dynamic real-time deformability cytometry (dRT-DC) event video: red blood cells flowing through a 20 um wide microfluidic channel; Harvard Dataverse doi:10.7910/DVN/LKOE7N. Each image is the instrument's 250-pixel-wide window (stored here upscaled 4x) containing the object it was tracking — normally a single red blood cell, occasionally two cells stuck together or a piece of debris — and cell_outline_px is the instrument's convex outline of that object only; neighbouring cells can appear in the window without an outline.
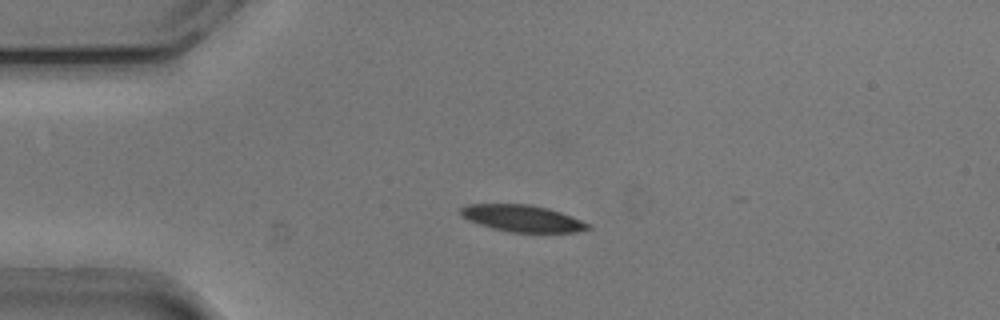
{"species": "common noctule bat (a hibernating species)", "species_latin": "Nyctalus noctula", "temperature_condition": "cold", "stored_images_in_passage": 15, "camera_frame_rate_fps": 3000, "um_per_image_px": 0.085, "animal": {"sex": "male", "body_mass_g": 20.5, "forearm_length_mm": 52.5}, "frame": {"image": 1, "passage_image": 12, "time_ms": 3.667, "image_size_px": [1000, 320], "cell_outline_px": [[592, 228], [576, 232], [512, 232], [492, 228], [468, 220], [460, 216], [460, 208], [468, 204], [532, 204], [548, 208], [560, 212], [592, 224]], "centroid_in_image_um": [44.41, 18.55], "position_along_channel_um": 40.6, "area_um2": 19.88}}